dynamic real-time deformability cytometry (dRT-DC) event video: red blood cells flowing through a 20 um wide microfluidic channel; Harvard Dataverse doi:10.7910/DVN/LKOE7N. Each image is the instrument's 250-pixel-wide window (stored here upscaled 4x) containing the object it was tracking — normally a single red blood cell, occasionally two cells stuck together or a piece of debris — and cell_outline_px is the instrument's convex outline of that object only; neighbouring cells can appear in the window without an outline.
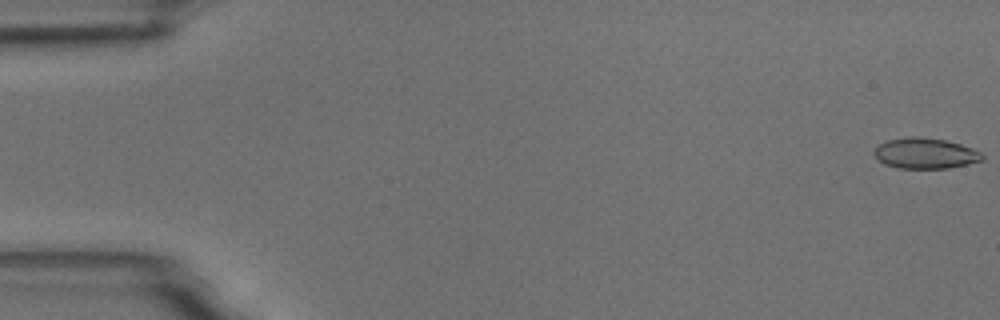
{"species": "common noctule bat (a hibernating species)", "species_latin": "Nyctalus noctula", "temperature_condition": "room temperature", "stored_images_in_passage": 5, "camera_frame_rate_fps": 3000, "um_per_image_px": 0.085, "animal": {"sex": "male", "body_mass_g": 18.8}, "frame": {"image": 1, "passage_image": 1, "time_ms": 0.0, "image_size_px": [1000, 320], "cell_outline_px": [[984, 160], [968, 164], [948, 168], [900, 168], [884, 164], [872, 152], [876, 144], [888, 140], [912, 136], [916, 136], [944, 140], [960, 144], [972, 148], [980, 152], [984, 156]], "centroid_in_image_um": [78.63, 13.03], "position_along_channel_um": 6.4, "area_um2": 19.31}}
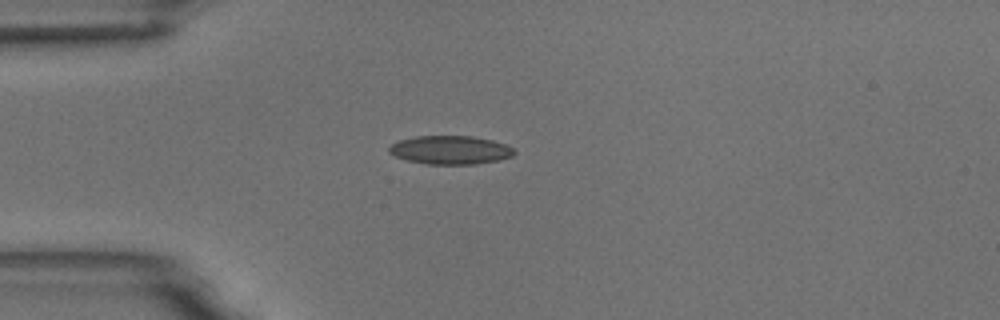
{"frame": {"image": 2, "passage_image": 5, "time_ms": 4.667, "image_size_px": [1000, 320], "cell_outline_px": [[516, 152], [512, 156], [496, 160], [476, 164], [428, 164], [408, 160], [396, 156], [388, 152], [388, 148], [392, 144], [400, 140], [416, 136], [472, 136], [492, 140], [504, 144], [512, 148]], "centroid_in_image_um": [38.27, 12.74], "position_along_channel_um": 46.7, "area_um2": 20.58}}